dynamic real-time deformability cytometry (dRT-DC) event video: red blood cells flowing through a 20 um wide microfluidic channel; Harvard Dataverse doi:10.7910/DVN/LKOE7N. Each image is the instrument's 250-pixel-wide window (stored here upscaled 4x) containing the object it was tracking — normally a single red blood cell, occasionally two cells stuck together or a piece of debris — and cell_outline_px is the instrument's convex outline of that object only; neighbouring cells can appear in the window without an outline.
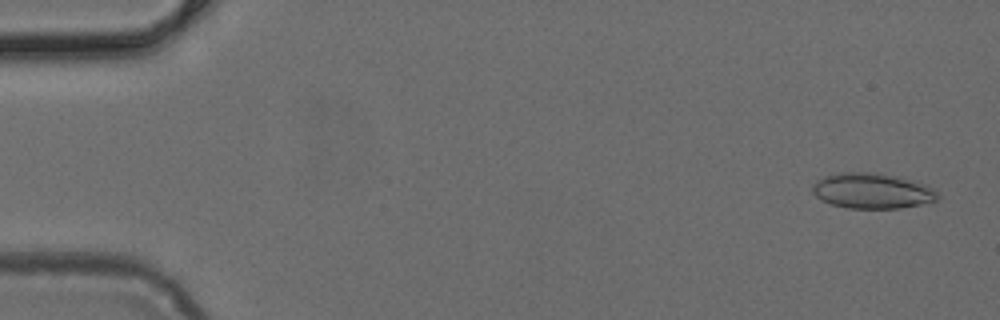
{"species": "common noctule bat (a hibernating species)", "species_latin": "Nyctalus noctula", "temperature_condition": "cold", "stored_images_in_passage": 3, "camera_frame_rate_fps": 3000, "um_per_image_px": 0.085, "animal": {"sex": "female", "body_mass_g": 24.6, "forearm_length_mm": 56.2}, "frame": {"image": 1, "passage_image": 1, "time_ms": 0.0, "image_size_px": [1000, 320], "cell_outline_px": [[940, 196], [936, 200], [920, 204], [900, 208], [848, 208], [832, 204], [820, 200], [812, 192], [812, 184], [816, 180], [824, 176], [840, 172], [880, 172], [900, 176], [916, 180], [932, 188]], "centroid_in_image_um": [74.12, 16.2], "position_along_channel_um": 10.9, "area_um2": 26.18}}